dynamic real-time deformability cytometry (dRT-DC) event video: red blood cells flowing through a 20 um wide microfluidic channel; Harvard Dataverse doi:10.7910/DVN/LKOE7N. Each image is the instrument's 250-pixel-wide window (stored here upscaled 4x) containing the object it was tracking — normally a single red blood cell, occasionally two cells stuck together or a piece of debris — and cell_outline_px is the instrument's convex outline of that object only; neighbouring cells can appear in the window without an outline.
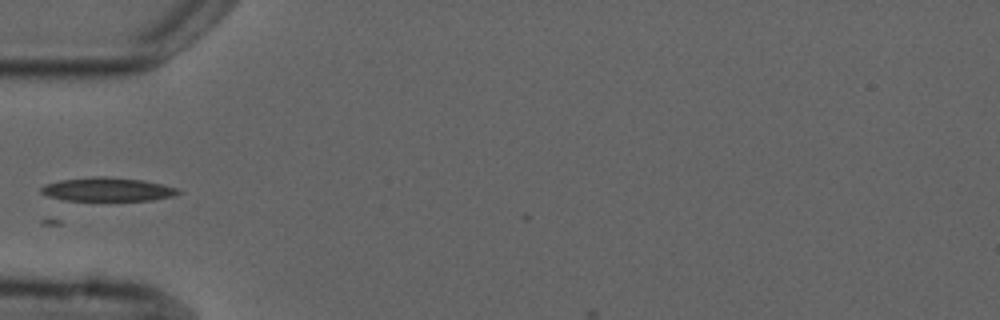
{"species": "common noctule bat (a hibernating species)", "species_latin": "Nyctalus noctula", "temperature_condition": "cold", "stored_images_in_passage": 3, "camera_frame_rate_fps": 3000, "um_per_image_px": 0.085, "animal": {"sex": "male", "forearm_length_mm": 52.5}, "frame": {"image": 1, "passage_image": 3, "time_ms": 2.333, "image_size_px": [1000, 320], "cell_outline_px": [[180, 192], [172, 196], [152, 200], [64, 200], [48, 196], [40, 192], [40, 188], [44, 184], [60, 180], [92, 176], [104, 176], [144, 180], [176, 188]], "centroid_in_image_um": [9.07, 16.09], "position_along_channel_um": 75.9, "area_um2": 18.79}}